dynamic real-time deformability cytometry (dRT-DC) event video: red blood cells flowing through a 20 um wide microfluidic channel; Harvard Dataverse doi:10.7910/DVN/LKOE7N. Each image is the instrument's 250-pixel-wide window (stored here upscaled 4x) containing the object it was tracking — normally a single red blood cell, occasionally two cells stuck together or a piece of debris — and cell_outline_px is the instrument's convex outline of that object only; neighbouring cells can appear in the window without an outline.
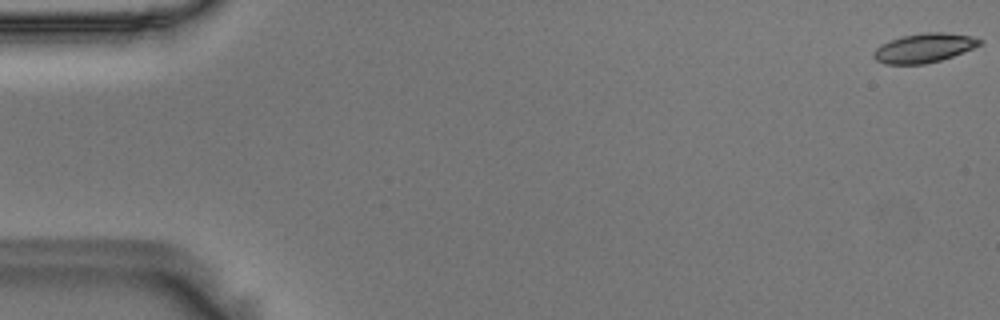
{"species": "Egyptian fruit bat (a non-hibernating species)", "species_latin": "Rousettus aegyptiacus", "temperature_condition": "room temperature", "stored_images_in_passage": 56, "camera_frame_rate_fps": 3000, "um_per_image_px": 0.085, "animal": {"sex": "male"}, "frame": {"image": 1, "passage_image": 1, "time_ms": 0.0, "image_size_px": [1000, 320], "cell_outline_px": [[984, 44], [952, 56], [940, 60], [924, 64], [884, 64], [876, 60], [872, 56], [872, 52], [880, 44], [904, 36], [924, 32], [944, 32], [972, 36], [984, 40]], "centroid_in_image_um": [78.56, 4.07], "position_along_channel_um": 6.4, "area_um2": 18.09}}
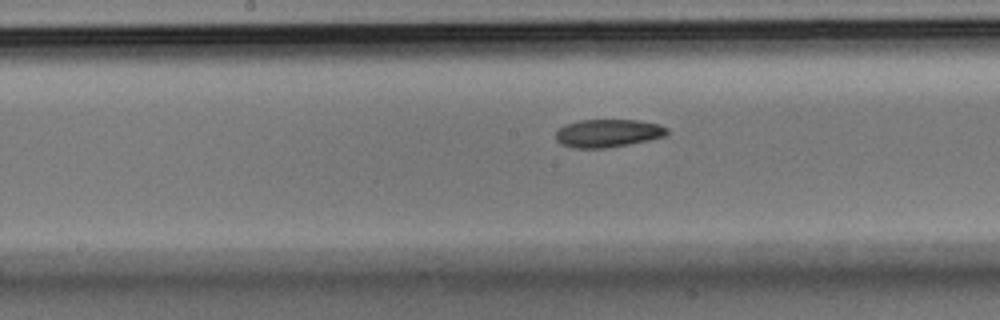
{"frame": {"image": 2, "passage_image": 29, "time_ms": 9.333, "image_size_px": [1000, 320], "cell_outline_px": [[668, 132], [664, 136], [648, 140], [628, 144], [604, 148], [572, 148], [560, 144], [556, 140], [556, 132], [564, 124], [580, 120], [636, 120], [660, 124], [668, 128]], "centroid_in_image_um": [51.65, 11.32], "position_along_channel_um": 196.6, "area_um2": 18.15}}
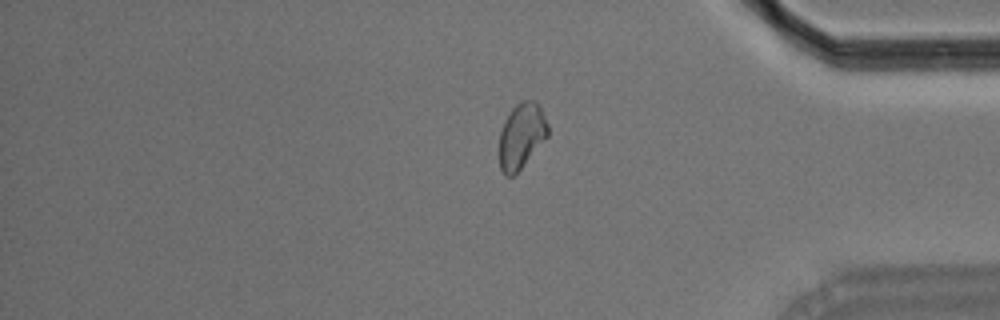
{"frame": {"image": 3, "passage_image": 47, "time_ms": 15.333, "image_size_px": [1000, 320], "cell_outline_px": [[548, 136], [520, 168], [512, 176], [504, 176], [500, 168], [500, 132], [504, 120], [512, 108], [520, 100], [536, 100], [548, 124]], "centroid_in_image_um": [44.32, 11.51], "position_along_channel_um": 390.9, "area_um2": 18.32}, "authors_computed_cell_mechanics": {"area_um2": 18.3804, "velocity_mm_per_s": 3.5984, "shape_relaxation_time_tau1_ms": 11.2404, "shape_relaxation_time_tau2_ms": 9.1594, "deformation_change_tau1": 0.201, "deformation_change_tau2": 0.1488}}